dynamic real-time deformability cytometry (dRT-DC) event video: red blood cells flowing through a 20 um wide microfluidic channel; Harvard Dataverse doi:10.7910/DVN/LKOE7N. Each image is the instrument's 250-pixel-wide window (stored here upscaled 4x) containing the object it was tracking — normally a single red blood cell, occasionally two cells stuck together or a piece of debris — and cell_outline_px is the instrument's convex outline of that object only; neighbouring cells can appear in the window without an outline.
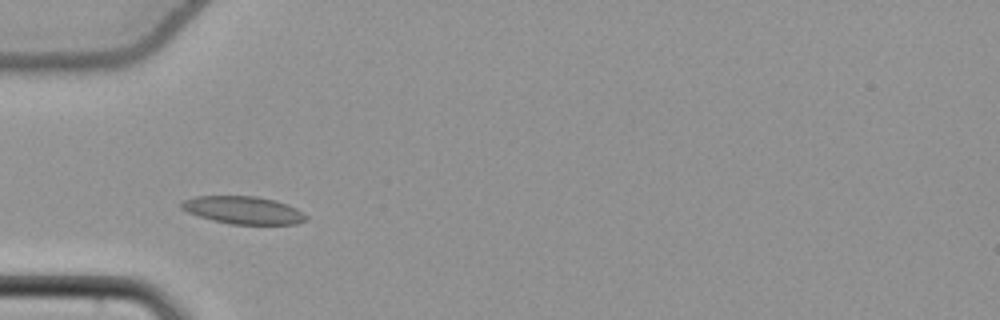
{"species": "common noctule bat (a hibernating species)", "species_latin": "Nyctalus noctula", "temperature_condition": "cold", "stored_images_in_passage": 38, "camera_frame_rate_fps": 3000, "um_per_image_px": 0.085, "animal": {"sex": "female", "body_mass_g": 22.7, "forearm_length_mm": 54.2}, "frame": {"image": 1, "passage_image": 1, "time_ms": 0.0, "image_size_px": [1000, 320], "cell_outline_px": [[308, 220], [296, 224], [232, 224], [212, 220], [188, 212], [180, 208], [180, 200], [196, 196], [256, 196], [276, 200], [288, 204], [296, 208], [308, 216]], "centroid_in_image_um": [20.68, 17.85], "position_along_channel_um": 64.3, "area_um2": 20.23}}
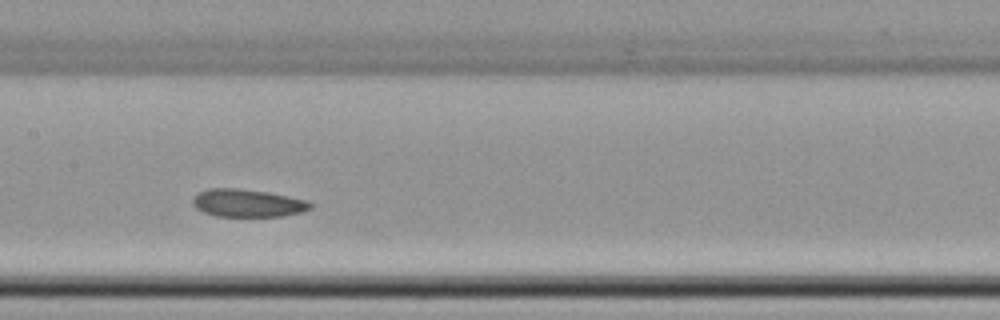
{"frame": {"image": 2, "passage_image": 11, "time_ms": 3.333, "image_size_px": [1000, 320], "cell_outline_px": [[312, 208], [300, 212], [284, 216], [216, 216], [204, 212], [196, 208], [192, 204], [192, 200], [196, 192], [208, 188], [236, 188], [268, 192], [308, 200], [312, 204]], "centroid_in_image_um": [21.02, 17.25], "position_along_channel_um": 186.4, "area_um2": 19.13}}
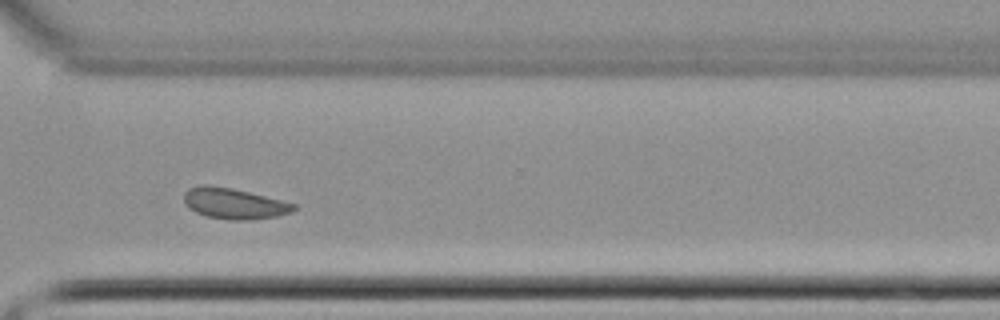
{"frame": {"image": 3, "passage_image": 24, "time_ms": 7.667, "image_size_px": [1000, 320], "cell_outline_px": [[296, 208], [292, 212], [276, 216], [248, 220], [228, 220], [208, 216], [196, 212], [188, 208], [184, 200], [184, 192], [188, 188], [204, 184], [208, 184], [232, 188], [296, 204]], "centroid_in_image_um": [19.86, 17.29], "position_along_channel_um": 350.7, "area_um2": 19.59}, "authors_computed_cell_mechanics": {"area_um2": 19.6231, "velocity_mm_per_s": 3.7738, "shape_relaxation_time_tau1_ms": null, "shape_relaxation_time_tau2_ms": 5.3306, "deformation_change_tau1": null, "deformation_change_tau2": 0.1019}}